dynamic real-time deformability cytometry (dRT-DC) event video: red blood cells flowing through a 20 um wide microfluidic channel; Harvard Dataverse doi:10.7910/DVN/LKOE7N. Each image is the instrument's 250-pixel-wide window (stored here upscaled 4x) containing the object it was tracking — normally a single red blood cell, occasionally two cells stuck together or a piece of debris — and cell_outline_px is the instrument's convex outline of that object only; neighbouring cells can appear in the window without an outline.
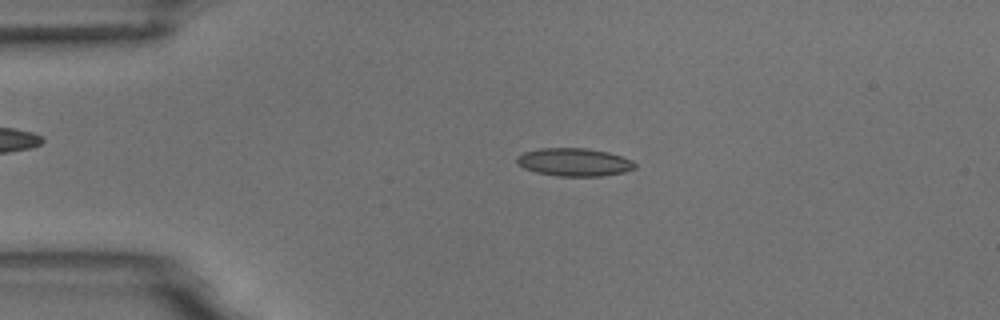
{"species": "common noctule bat (a hibernating species)", "species_latin": "Nyctalus noctula", "temperature_condition": "room temperature", "stored_images_in_passage": 4, "camera_frame_rate_fps": 3000, "um_per_image_px": 0.085, "animal": {"sex": "male", "body_mass_g": 18.8}, "frame": {"image": 1, "passage_image": 3, "time_ms": 2.333, "image_size_px": [1000, 320], "cell_outline_px": [[636, 168], [624, 172], [600, 176], [560, 176], [536, 172], [524, 168], [516, 160], [516, 156], [524, 152], [540, 148], [588, 148], [608, 152], [632, 160], [636, 164]], "centroid_in_image_um": [48.82, 13.77], "position_along_channel_um": 36.2, "area_um2": 19.19}}